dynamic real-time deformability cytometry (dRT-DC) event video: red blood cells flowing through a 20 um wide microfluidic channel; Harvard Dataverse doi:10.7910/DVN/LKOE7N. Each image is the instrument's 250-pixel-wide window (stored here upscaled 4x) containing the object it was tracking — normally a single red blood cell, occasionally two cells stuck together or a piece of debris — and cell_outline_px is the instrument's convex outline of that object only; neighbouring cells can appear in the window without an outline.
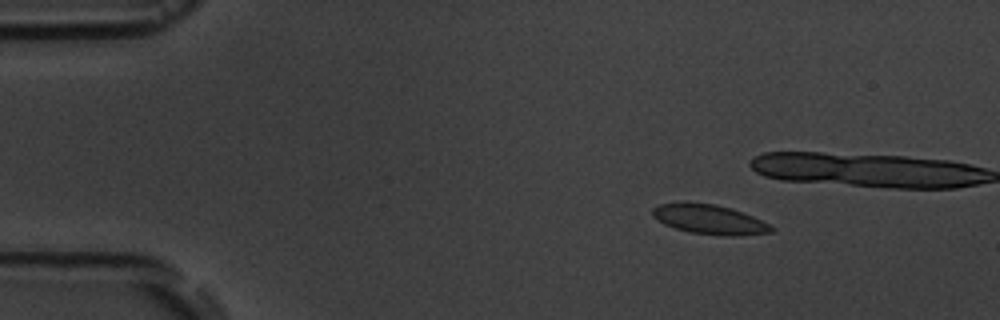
{"species": "common noctule bat (a hibernating species)", "species_latin": "Nyctalus noctula", "temperature_condition": "room temperature", "stored_images_in_passage": 6, "camera_frame_rate_fps": 3000, "um_per_image_px": 0.085, "animal": {"sex": "male", "body_mass_g": 19.5, "forearm_length_mm": 54.6}, "frame": {"image": 1, "passage_image": 3, "time_ms": 2.0, "image_size_px": [1000, 320], "cell_outline_px": [[776, 228], [772, 232], [732, 236], [688, 232], [664, 224], [652, 216], [652, 208], [660, 204], [684, 200], [716, 204], [732, 208], [744, 212]], "centroid_in_image_um": [60.25, 18.61], "position_along_channel_um": 24.7, "area_um2": 20.75}}